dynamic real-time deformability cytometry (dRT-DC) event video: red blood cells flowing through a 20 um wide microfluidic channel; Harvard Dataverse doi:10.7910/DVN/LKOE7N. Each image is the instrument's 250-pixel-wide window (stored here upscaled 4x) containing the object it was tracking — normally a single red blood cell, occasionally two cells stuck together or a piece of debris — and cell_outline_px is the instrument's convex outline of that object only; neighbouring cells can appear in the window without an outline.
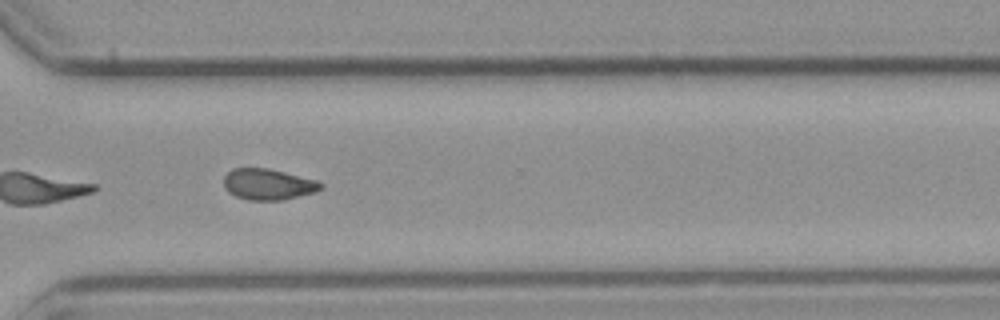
{"species": "common noctule bat (a hibernating species)", "species_latin": "Nyctalus noctula", "temperature_condition": "cold", "stored_images_in_passage": 12, "camera_frame_rate_fps": 3000, "um_per_image_px": 0.085, "animal": {"sex": "male", "body_mass_g": 23.1, "forearm_length_mm": 52.7}, "frame": {"image": 1, "passage_image": 9, "time_ms": 9.667, "image_size_px": [1000, 320], "cell_outline_px": [[324, 188], [316, 192], [284, 200], [248, 200], [236, 196], [228, 192], [224, 188], [224, 176], [232, 168], [268, 168], [316, 180], [324, 184]], "centroid_in_image_um": [22.8, 15.67], "position_along_channel_um": 347.8, "area_um2": 17.69}, "authors_computed_cell_mechanics": {"area_um2": 17.629, "velocity_mm_per_s": 3.6951, "shape_relaxation_time_tau1_ms": null, "shape_relaxation_time_tau2_ms": 2.0871, "deformation_change_tau1": null, "deformation_change_tau2": 0.0953}}